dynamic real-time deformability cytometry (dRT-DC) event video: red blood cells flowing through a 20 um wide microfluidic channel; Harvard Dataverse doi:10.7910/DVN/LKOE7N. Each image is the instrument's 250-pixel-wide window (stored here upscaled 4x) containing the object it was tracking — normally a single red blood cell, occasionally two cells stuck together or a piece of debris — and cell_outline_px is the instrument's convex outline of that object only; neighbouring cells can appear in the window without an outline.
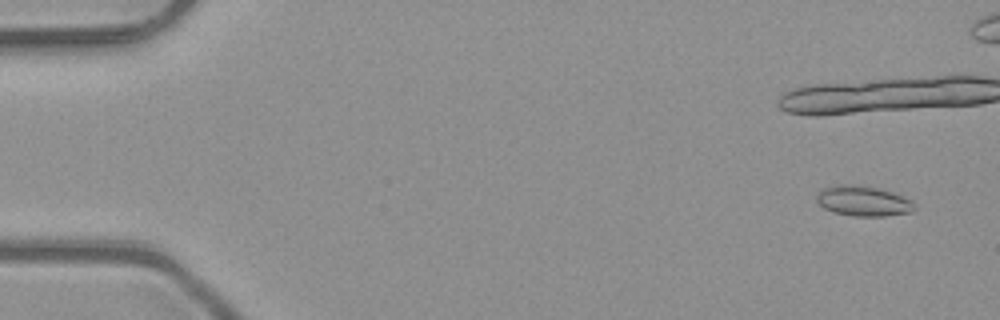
{"species": "common noctule bat (a hibernating species)", "species_latin": "Nyctalus noctula", "temperature_condition": "room temperature", "stored_images_in_passage": 5, "camera_frame_rate_fps": 3000, "um_per_image_px": 0.085, "animal": {"sex": "male", "body_mass_g": 23.1, "forearm_length_mm": 52.7}, "frame": {"image": 1, "passage_image": 1, "time_ms": 0.0, "image_size_px": [1000, 320], "cell_outline_px": [[916, 208], [912, 212], [884, 216], [852, 216], [836, 212], [824, 208], [816, 200], [816, 196], [820, 188], [836, 184], [852, 184], [880, 188], [892, 192], [908, 200]], "centroid_in_image_um": [73.31, 17.07], "position_along_channel_um": 11.7, "area_um2": 17.17}}